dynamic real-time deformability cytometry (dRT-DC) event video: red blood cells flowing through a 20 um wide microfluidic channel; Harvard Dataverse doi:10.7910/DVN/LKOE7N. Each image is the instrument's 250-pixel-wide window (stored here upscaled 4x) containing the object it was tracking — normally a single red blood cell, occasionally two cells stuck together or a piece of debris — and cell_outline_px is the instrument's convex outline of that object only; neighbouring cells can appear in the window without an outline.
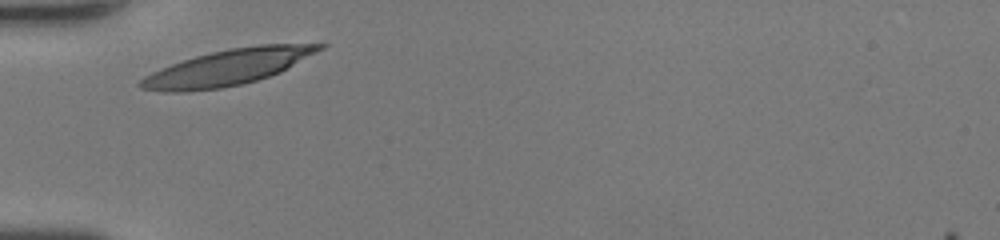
{"species": "human", "species_latin": "Homo sapiens", "temperature_condition": "room temperature", "stored_images_in_passage": 24, "camera_frame_rate_fps": 3000, "um_per_image_px": 0.085, "donor": {"sex": "female"}, "frame": {"image": 1, "passage_image": 1, "time_ms": 0.0, "image_size_px": [1000, 240], "cell_outline_px": [[328, 44], [324, 48], [280, 72], [256, 80], [240, 84], [220, 88], [184, 92], [164, 92], [140, 88], [136, 84], [144, 76], [160, 68], [196, 56], [228, 48], [260, 44]], "centroid_in_image_um": [19.32, 5.73], "position_along_channel_um": 65.7, "area_um2": 36.93}}
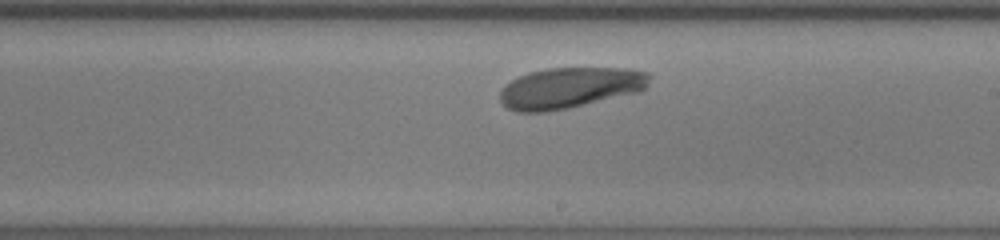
{"frame": {"image": 2, "passage_image": 14, "time_ms": 4.333, "image_size_px": [1000, 240], "cell_outline_px": [[652, 76], [648, 84], [640, 92], [568, 108], [544, 112], [516, 112], [508, 108], [500, 100], [500, 92], [504, 84], [520, 76], [532, 72], [548, 68], [624, 68], [648, 72]], "centroid_in_image_um": [48.46, 7.47], "position_along_channel_um": 240.5, "area_um2": 35.6}}
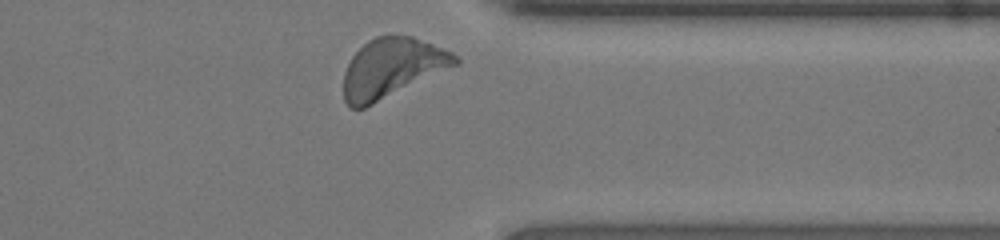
{"frame": {"image": 3, "passage_image": 24, "time_ms": 7.667, "image_size_px": [1000, 240], "cell_outline_px": [[460, 64], [364, 108], [352, 108], [344, 100], [344, 72], [352, 56], [368, 40], [376, 36], [412, 36], [452, 52], [460, 60]], "centroid_in_image_um": [33.33, 5.78], "position_along_channel_um": 378.1, "area_um2": 38.26}, "authors_computed_cell_mechanics": {"area_um2": 36.2406, "velocity_mm_per_s": 4.2008, "shape_relaxation_time_tau1_ms": 1.9631, "shape_relaxation_time_tau2_ms": null, "deformation_change_tau1": 0.1301, "deformation_change_tau2": null}}